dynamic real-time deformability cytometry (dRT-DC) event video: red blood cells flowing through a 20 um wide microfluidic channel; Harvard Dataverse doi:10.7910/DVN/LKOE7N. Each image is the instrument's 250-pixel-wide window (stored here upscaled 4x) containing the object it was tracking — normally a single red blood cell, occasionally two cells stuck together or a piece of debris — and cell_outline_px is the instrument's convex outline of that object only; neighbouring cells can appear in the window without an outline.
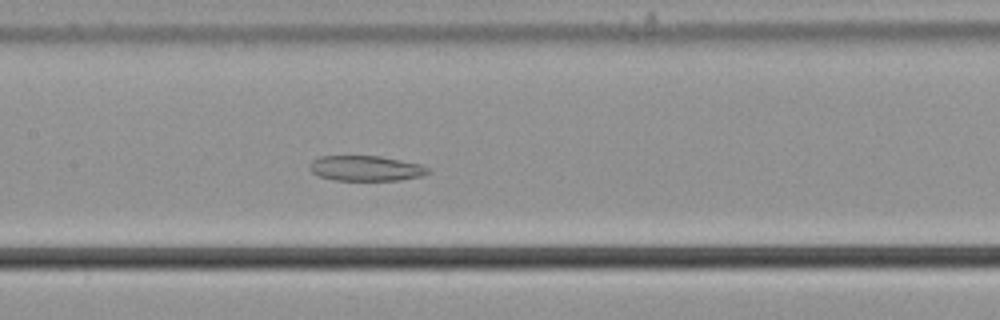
{"species": "common noctule bat (a hibernating species)", "species_latin": "Nyctalus noctula", "temperature_condition": "cold", "stored_images_in_passage": 59, "segment_of_instrument_passage": [1, 2], "camera_frame_rate_fps": 3000, "um_per_image_px": 0.085, "animal": {"sex": "male", "body_mass_g": 21.5, "forearm_length_mm": 52.0}, "frame": {"image": 1, "passage_image": 29, "time_ms": 9.333, "image_size_px": [1000, 320], "cell_outline_px": [[428, 172], [420, 176], [400, 180], [336, 180], [320, 176], [312, 172], [308, 168], [308, 164], [312, 160], [320, 156], [380, 156], [420, 164], [428, 168]], "centroid_in_image_um": [31.04, 14.3], "position_along_channel_um": 176.4, "area_um2": 17.28}}
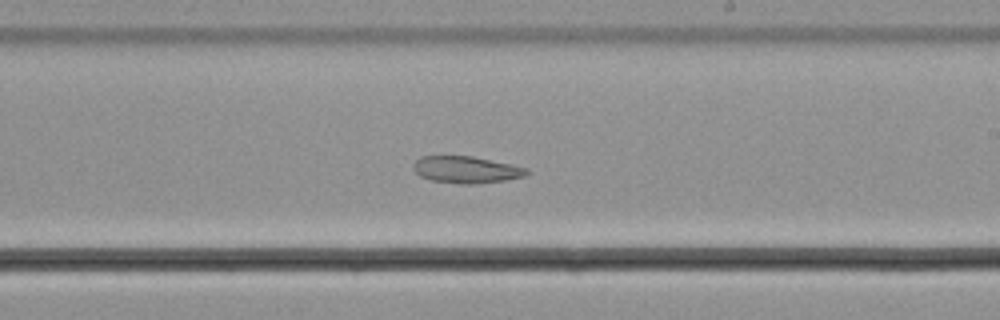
{"frame": {"image": 2, "passage_image": 35, "time_ms": 11.333, "image_size_px": [1000, 320], "cell_outline_px": [[532, 172], [524, 176], [504, 180], [476, 184], [460, 184], [432, 180], [420, 176], [412, 168], [412, 164], [420, 156], [472, 156], [512, 164], [528, 168]], "centroid_in_image_um": [39.64, 14.42], "position_along_channel_um": 249.4, "area_um2": 17.86}}
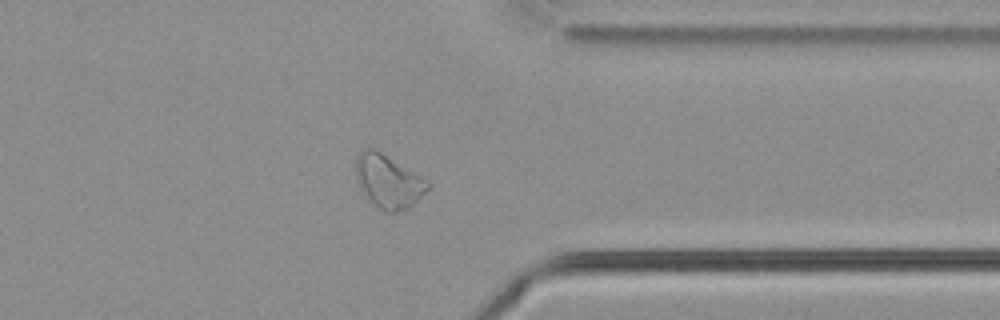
{"frame": {"image": 3, "passage_image": 46, "time_ms": 15.0, "image_size_px": [1000, 320], "cell_outline_px": [[432, 184], [408, 208], [396, 212], [388, 212], [380, 208], [368, 200], [360, 188], [356, 176], [356, 156], [368, 144], [376, 148]], "centroid_in_image_um": [32.95, 15.37], "position_along_channel_um": 378.4, "area_um2": 22.14}}